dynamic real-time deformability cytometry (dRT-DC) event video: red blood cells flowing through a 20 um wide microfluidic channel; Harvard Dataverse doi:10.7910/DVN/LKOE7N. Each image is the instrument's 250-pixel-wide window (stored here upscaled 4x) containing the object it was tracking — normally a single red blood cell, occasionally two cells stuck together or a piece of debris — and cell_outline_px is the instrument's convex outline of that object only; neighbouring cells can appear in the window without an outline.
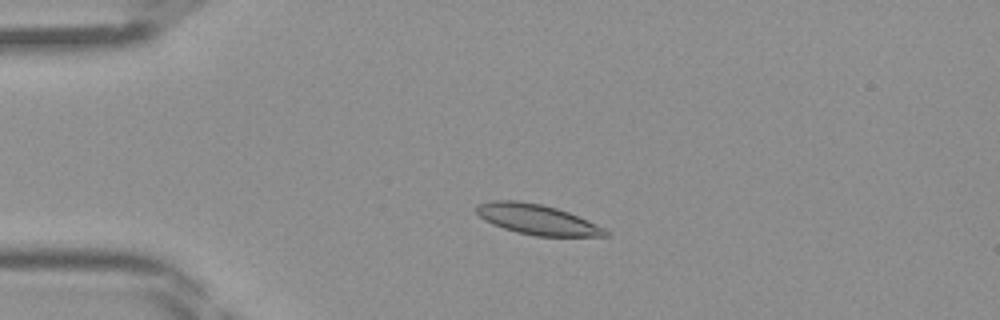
{"species": "Egyptian fruit bat (a non-hibernating species)", "species_latin": "Rousettus aegyptiacus", "temperature_condition": "room temperature", "stored_images_in_passage": 44, "camera_frame_rate_fps": 3000, "um_per_image_px": 0.085, "frame": {"image": 1, "passage_image": 10, "time_ms": 3.0, "image_size_px": [1000, 320], "cell_outline_px": [[608, 236], [536, 236], [516, 232], [492, 224], [484, 220], [476, 212], [476, 204], [488, 200], [516, 200], [540, 204], [556, 208], [568, 212], [588, 220], [604, 228], [608, 232]], "centroid_in_image_um": [45.61, 18.64], "position_along_channel_um": 39.4, "area_um2": 22.66}}
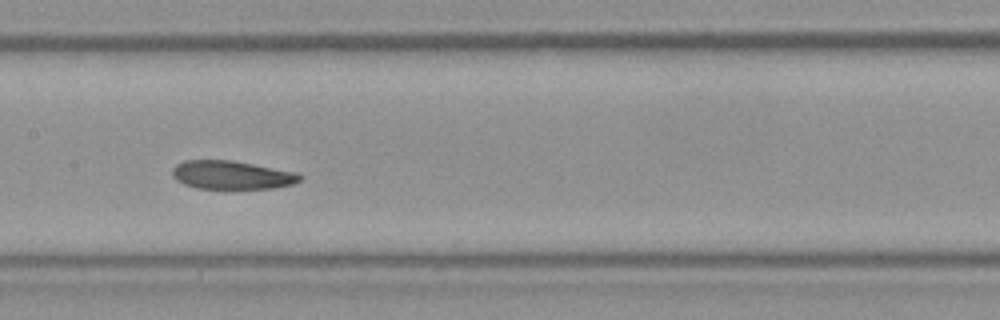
{"frame": {"image": 2, "passage_image": 22, "time_ms": 7.0, "image_size_px": [1000, 320], "cell_outline_px": [[304, 176], [300, 180], [292, 184], [272, 188], [196, 188], [184, 184], [176, 180], [172, 176], [172, 168], [176, 164], [184, 160], [232, 160], [296, 172]], "centroid_in_image_um": [19.67, 14.86], "position_along_channel_um": 187.7, "area_um2": 21.1}}
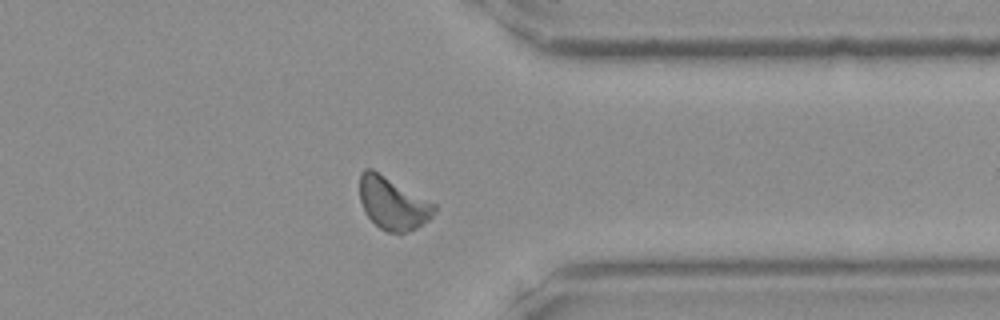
{"frame": {"image": 3, "passage_image": 35, "time_ms": 11.333, "image_size_px": [1000, 320], "cell_outline_px": [[436, 212], [428, 220], [416, 228], [404, 232], [388, 232], [380, 228], [364, 212], [360, 200], [360, 172], [364, 168], [372, 168], [436, 204]], "centroid_in_image_um": [33.38, 17.26], "position_along_channel_um": 378.0, "area_um2": 22.72}}